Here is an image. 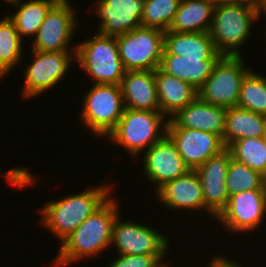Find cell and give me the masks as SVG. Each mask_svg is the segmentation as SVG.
<instances>
[{
    "instance_id": "29",
    "label": "cell",
    "mask_w": 266,
    "mask_h": 267,
    "mask_svg": "<svg viewBox=\"0 0 266 267\" xmlns=\"http://www.w3.org/2000/svg\"><path fill=\"white\" fill-rule=\"evenodd\" d=\"M181 0H147L144 1V12L141 26L167 31L179 8Z\"/></svg>"
},
{
    "instance_id": "32",
    "label": "cell",
    "mask_w": 266,
    "mask_h": 267,
    "mask_svg": "<svg viewBox=\"0 0 266 267\" xmlns=\"http://www.w3.org/2000/svg\"><path fill=\"white\" fill-rule=\"evenodd\" d=\"M222 256L219 254L218 256L210 258V263L206 267H242L237 262L235 263V260H231V258L229 259L228 257L226 258L224 255Z\"/></svg>"
},
{
    "instance_id": "11",
    "label": "cell",
    "mask_w": 266,
    "mask_h": 267,
    "mask_svg": "<svg viewBox=\"0 0 266 267\" xmlns=\"http://www.w3.org/2000/svg\"><path fill=\"white\" fill-rule=\"evenodd\" d=\"M166 135L190 170H196L209 158L226 149L222 138L207 131L178 127L170 118L167 122Z\"/></svg>"
},
{
    "instance_id": "21",
    "label": "cell",
    "mask_w": 266,
    "mask_h": 267,
    "mask_svg": "<svg viewBox=\"0 0 266 267\" xmlns=\"http://www.w3.org/2000/svg\"><path fill=\"white\" fill-rule=\"evenodd\" d=\"M220 58H192L163 53L159 68L199 90Z\"/></svg>"
},
{
    "instance_id": "36",
    "label": "cell",
    "mask_w": 266,
    "mask_h": 267,
    "mask_svg": "<svg viewBox=\"0 0 266 267\" xmlns=\"http://www.w3.org/2000/svg\"><path fill=\"white\" fill-rule=\"evenodd\" d=\"M4 2L6 1V3H11L13 0H3Z\"/></svg>"
},
{
    "instance_id": "30",
    "label": "cell",
    "mask_w": 266,
    "mask_h": 267,
    "mask_svg": "<svg viewBox=\"0 0 266 267\" xmlns=\"http://www.w3.org/2000/svg\"><path fill=\"white\" fill-rule=\"evenodd\" d=\"M226 188L228 196L251 189H264L262 174L232 158L226 176Z\"/></svg>"
},
{
    "instance_id": "7",
    "label": "cell",
    "mask_w": 266,
    "mask_h": 267,
    "mask_svg": "<svg viewBox=\"0 0 266 267\" xmlns=\"http://www.w3.org/2000/svg\"><path fill=\"white\" fill-rule=\"evenodd\" d=\"M118 53L125 71H155L164 51V31L139 26L116 36Z\"/></svg>"
},
{
    "instance_id": "15",
    "label": "cell",
    "mask_w": 266,
    "mask_h": 267,
    "mask_svg": "<svg viewBox=\"0 0 266 267\" xmlns=\"http://www.w3.org/2000/svg\"><path fill=\"white\" fill-rule=\"evenodd\" d=\"M144 151L143 172L146 179L155 185L156 191L190 170L167 135Z\"/></svg>"
},
{
    "instance_id": "20",
    "label": "cell",
    "mask_w": 266,
    "mask_h": 267,
    "mask_svg": "<svg viewBox=\"0 0 266 267\" xmlns=\"http://www.w3.org/2000/svg\"><path fill=\"white\" fill-rule=\"evenodd\" d=\"M155 81L160 112L167 118L169 114L170 118L173 117L198 96V90L191 84L163 72L159 67L155 70Z\"/></svg>"
},
{
    "instance_id": "12",
    "label": "cell",
    "mask_w": 266,
    "mask_h": 267,
    "mask_svg": "<svg viewBox=\"0 0 266 267\" xmlns=\"http://www.w3.org/2000/svg\"><path fill=\"white\" fill-rule=\"evenodd\" d=\"M114 221L112 240L116 246L117 254L127 255H166L169 250V241L160 232H156L151 226L142 225L127 220Z\"/></svg>"
},
{
    "instance_id": "14",
    "label": "cell",
    "mask_w": 266,
    "mask_h": 267,
    "mask_svg": "<svg viewBox=\"0 0 266 267\" xmlns=\"http://www.w3.org/2000/svg\"><path fill=\"white\" fill-rule=\"evenodd\" d=\"M231 159L232 155L226 148L220 154L209 158L195 170L202 184L204 210L215 219L228 204L226 176Z\"/></svg>"
},
{
    "instance_id": "31",
    "label": "cell",
    "mask_w": 266,
    "mask_h": 267,
    "mask_svg": "<svg viewBox=\"0 0 266 267\" xmlns=\"http://www.w3.org/2000/svg\"><path fill=\"white\" fill-rule=\"evenodd\" d=\"M109 267H168L162 262L166 255H127L118 254Z\"/></svg>"
},
{
    "instance_id": "6",
    "label": "cell",
    "mask_w": 266,
    "mask_h": 267,
    "mask_svg": "<svg viewBox=\"0 0 266 267\" xmlns=\"http://www.w3.org/2000/svg\"><path fill=\"white\" fill-rule=\"evenodd\" d=\"M82 97L80 119L83 127L97 137L108 136L125 109L120 85L93 84Z\"/></svg>"
},
{
    "instance_id": "33",
    "label": "cell",
    "mask_w": 266,
    "mask_h": 267,
    "mask_svg": "<svg viewBox=\"0 0 266 267\" xmlns=\"http://www.w3.org/2000/svg\"><path fill=\"white\" fill-rule=\"evenodd\" d=\"M231 4H242L246 6H259L258 0H220Z\"/></svg>"
},
{
    "instance_id": "4",
    "label": "cell",
    "mask_w": 266,
    "mask_h": 267,
    "mask_svg": "<svg viewBox=\"0 0 266 267\" xmlns=\"http://www.w3.org/2000/svg\"><path fill=\"white\" fill-rule=\"evenodd\" d=\"M165 118L160 111L125 108L117 126L107 137L128 150L132 158L140 156L144 149H149L166 135L168 120Z\"/></svg>"
},
{
    "instance_id": "35",
    "label": "cell",
    "mask_w": 266,
    "mask_h": 267,
    "mask_svg": "<svg viewBox=\"0 0 266 267\" xmlns=\"http://www.w3.org/2000/svg\"><path fill=\"white\" fill-rule=\"evenodd\" d=\"M262 177H263V187H264V189L266 190V170H265V172L262 174Z\"/></svg>"
},
{
    "instance_id": "5",
    "label": "cell",
    "mask_w": 266,
    "mask_h": 267,
    "mask_svg": "<svg viewBox=\"0 0 266 267\" xmlns=\"http://www.w3.org/2000/svg\"><path fill=\"white\" fill-rule=\"evenodd\" d=\"M75 61L92 76L93 84L120 85L125 74L115 36L97 32L73 48Z\"/></svg>"
},
{
    "instance_id": "24",
    "label": "cell",
    "mask_w": 266,
    "mask_h": 267,
    "mask_svg": "<svg viewBox=\"0 0 266 267\" xmlns=\"http://www.w3.org/2000/svg\"><path fill=\"white\" fill-rule=\"evenodd\" d=\"M266 116L240 108H228L222 141L227 148L232 142L249 137H264Z\"/></svg>"
},
{
    "instance_id": "26",
    "label": "cell",
    "mask_w": 266,
    "mask_h": 267,
    "mask_svg": "<svg viewBox=\"0 0 266 267\" xmlns=\"http://www.w3.org/2000/svg\"><path fill=\"white\" fill-rule=\"evenodd\" d=\"M23 40L20 38L12 20L6 17L0 20V79L22 62Z\"/></svg>"
},
{
    "instance_id": "23",
    "label": "cell",
    "mask_w": 266,
    "mask_h": 267,
    "mask_svg": "<svg viewBox=\"0 0 266 267\" xmlns=\"http://www.w3.org/2000/svg\"><path fill=\"white\" fill-rule=\"evenodd\" d=\"M217 0H181L168 29L173 32H209Z\"/></svg>"
},
{
    "instance_id": "17",
    "label": "cell",
    "mask_w": 266,
    "mask_h": 267,
    "mask_svg": "<svg viewBox=\"0 0 266 267\" xmlns=\"http://www.w3.org/2000/svg\"><path fill=\"white\" fill-rule=\"evenodd\" d=\"M155 192L158 201L170 210H204L202 184L195 170L165 183Z\"/></svg>"
},
{
    "instance_id": "25",
    "label": "cell",
    "mask_w": 266,
    "mask_h": 267,
    "mask_svg": "<svg viewBox=\"0 0 266 267\" xmlns=\"http://www.w3.org/2000/svg\"><path fill=\"white\" fill-rule=\"evenodd\" d=\"M58 0H13L11 4L18 7L12 15H7L23 40L24 36L34 38L47 12Z\"/></svg>"
},
{
    "instance_id": "1",
    "label": "cell",
    "mask_w": 266,
    "mask_h": 267,
    "mask_svg": "<svg viewBox=\"0 0 266 267\" xmlns=\"http://www.w3.org/2000/svg\"><path fill=\"white\" fill-rule=\"evenodd\" d=\"M119 202L110 197L97 211L90 215L65 240L61 242L54 262L55 267L70 265L97 256L108 248L112 240L114 221L119 215Z\"/></svg>"
},
{
    "instance_id": "22",
    "label": "cell",
    "mask_w": 266,
    "mask_h": 267,
    "mask_svg": "<svg viewBox=\"0 0 266 267\" xmlns=\"http://www.w3.org/2000/svg\"><path fill=\"white\" fill-rule=\"evenodd\" d=\"M192 58H221L209 32L164 31V51Z\"/></svg>"
},
{
    "instance_id": "16",
    "label": "cell",
    "mask_w": 266,
    "mask_h": 267,
    "mask_svg": "<svg viewBox=\"0 0 266 267\" xmlns=\"http://www.w3.org/2000/svg\"><path fill=\"white\" fill-rule=\"evenodd\" d=\"M94 10L101 18L98 33L116 37L141 26L144 1L98 0Z\"/></svg>"
},
{
    "instance_id": "18",
    "label": "cell",
    "mask_w": 266,
    "mask_h": 267,
    "mask_svg": "<svg viewBox=\"0 0 266 267\" xmlns=\"http://www.w3.org/2000/svg\"><path fill=\"white\" fill-rule=\"evenodd\" d=\"M125 108L160 111L155 71H125L120 83Z\"/></svg>"
},
{
    "instance_id": "28",
    "label": "cell",
    "mask_w": 266,
    "mask_h": 267,
    "mask_svg": "<svg viewBox=\"0 0 266 267\" xmlns=\"http://www.w3.org/2000/svg\"><path fill=\"white\" fill-rule=\"evenodd\" d=\"M237 106L266 116V77L250 70L242 81Z\"/></svg>"
},
{
    "instance_id": "2",
    "label": "cell",
    "mask_w": 266,
    "mask_h": 267,
    "mask_svg": "<svg viewBox=\"0 0 266 267\" xmlns=\"http://www.w3.org/2000/svg\"><path fill=\"white\" fill-rule=\"evenodd\" d=\"M100 185L84 190L79 194H70L60 200L44 204L40 223L60 243L65 240L90 215L97 211L109 198L111 186Z\"/></svg>"
},
{
    "instance_id": "10",
    "label": "cell",
    "mask_w": 266,
    "mask_h": 267,
    "mask_svg": "<svg viewBox=\"0 0 266 267\" xmlns=\"http://www.w3.org/2000/svg\"><path fill=\"white\" fill-rule=\"evenodd\" d=\"M30 51L35 55L32 63L27 66L28 69L25 74L22 75L26 79L21 94L26 99L38 96L55 87L67 74L68 70H71L69 68L72 65L73 58L75 59V54H71L70 51Z\"/></svg>"
},
{
    "instance_id": "13",
    "label": "cell",
    "mask_w": 266,
    "mask_h": 267,
    "mask_svg": "<svg viewBox=\"0 0 266 267\" xmlns=\"http://www.w3.org/2000/svg\"><path fill=\"white\" fill-rule=\"evenodd\" d=\"M266 215V190L251 189L229 196L226 208L216 218L230 233L259 229Z\"/></svg>"
},
{
    "instance_id": "19",
    "label": "cell",
    "mask_w": 266,
    "mask_h": 267,
    "mask_svg": "<svg viewBox=\"0 0 266 267\" xmlns=\"http://www.w3.org/2000/svg\"><path fill=\"white\" fill-rule=\"evenodd\" d=\"M227 109L209 104L197 96L170 119L181 128L197 129L222 138Z\"/></svg>"
},
{
    "instance_id": "8",
    "label": "cell",
    "mask_w": 266,
    "mask_h": 267,
    "mask_svg": "<svg viewBox=\"0 0 266 267\" xmlns=\"http://www.w3.org/2000/svg\"><path fill=\"white\" fill-rule=\"evenodd\" d=\"M242 56H222L214 65L211 75L198 90V96L209 104L232 108L240 97L241 84L250 71Z\"/></svg>"
},
{
    "instance_id": "27",
    "label": "cell",
    "mask_w": 266,
    "mask_h": 267,
    "mask_svg": "<svg viewBox=\"0 0 266 267\" xmlns=\"http://www.w3.org/2000/svg\"><path fill=\"white\" fill-rule=\"evenodd\" d=\"M227 149L237 162L263 174L266 170V140L249 137L232 142Z\"/></svg>"
},
{
    "instance_id": "3",
    "label": "cell",
    "mask_w": 266,
    "mask_h": 267,
    "mask_svg": "<svg viewBox=\"0 0 266 267\" xmlns=\"http://www.w3.org/2000/svg\"><path fill=\"white\" fill-rule=\"evenodd\" d=\"M259 17L258 6L217 0L209 31L216 51L222 56H242L238 48L248 41L252 24Z\"/></svg>"
},
{
    "instance_id": "9",
    "label": "cell",
    "mask_w": 266,
    "mask_h": 267,
    "mask_svg": "<svg viewBox=\"0 0 266 267\" xmlns=\"http://www.w3.org/2000/svg\"><path fill=\"white\" fill-rule=\"evenodd\" d=\"M75 14L69 0H58L47 12L30 49L42 52L70 51L71 38L78 24Z\"/></svg>"
},
{
    "instance_id": "34",
    "label": "cell",
    "mask_w": 266,
    "mask_h": 267,
    "mask_svg": "<svg viewBox=\"0 0 266 267\" xmlns=\"http://www.w3.org/2000/svg\"><path fill=\"white\" fill-rule=\"evenodd\" d=\"M258 10H259V16L260 15L263 16L266 14V0H261L259 2ZM262 12L264 13L263 15L261 14Z\"/></svg>"
}]
</instances>
